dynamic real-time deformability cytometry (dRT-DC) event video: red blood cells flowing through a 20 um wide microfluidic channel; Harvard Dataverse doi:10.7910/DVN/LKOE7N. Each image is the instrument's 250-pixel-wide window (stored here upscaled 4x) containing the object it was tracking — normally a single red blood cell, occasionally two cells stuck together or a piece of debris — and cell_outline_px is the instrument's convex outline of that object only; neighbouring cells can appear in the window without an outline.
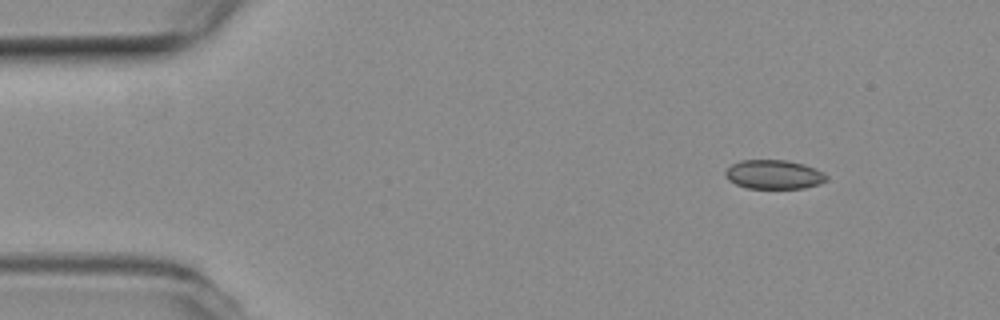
{"species": "common noctule bat (a hibernating species)", "species_latin": "Nyctalus noctula", "temperature_condition": "room temperature", "stored_images_in_passage": 4, "camera_frame_rate_fps": 3000, "um_per_image_px": 0.085, "animal": {"sex": "female", "body_mass_g": 19.3, "forearm_length_mm": 54.1}, "frame": {"image": 1, "passage_image": 1, "time_ms": 0.0, "image_size_px": [1000, 320], "cell_outline_px": [[828, 180], [820, 184], [804, 188], [748, 188], [736, 184], [728, 180], [724, 172], [732, 164], [740, 160], [788, 160], [804, 164], [816, 168], [824, 172], [828, 176]], "centroid_in_image_um": [65.82, 14.83], "position_along_channel_um": 19.2, "area_um2": 17.28}}